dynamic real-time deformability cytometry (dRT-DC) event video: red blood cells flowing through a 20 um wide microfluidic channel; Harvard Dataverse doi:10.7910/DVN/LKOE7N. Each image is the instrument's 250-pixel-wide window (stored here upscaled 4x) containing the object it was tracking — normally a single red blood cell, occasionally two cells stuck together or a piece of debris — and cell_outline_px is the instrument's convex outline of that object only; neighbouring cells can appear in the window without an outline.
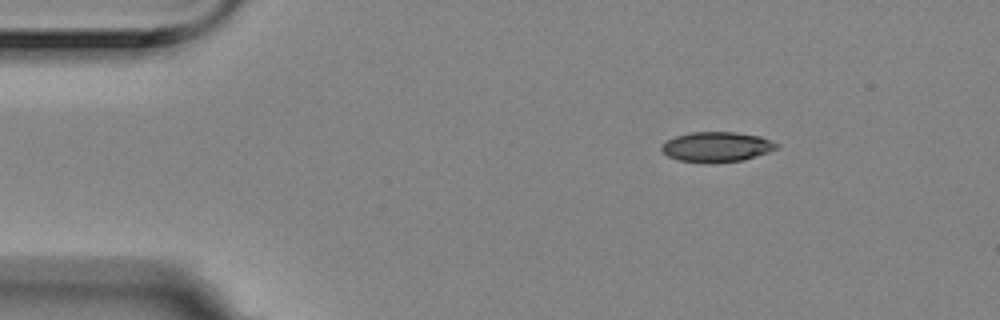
{"species": "Egyptian fruit bat (a non-hibernating species)", "species_latin": "Rousettus aegyptiacus", "temperature_condition": "room temperature", "stored_images_in_passage": 4, "camera_frame_rate_fps": 3000, "um_per_image_px": 0.085, "animal": {"sex": "female"}, "frame": {"image": 1, "passage_image": 1, "time_ms": 0.0, "image_size_px": [1000, 320], "cell_outline_px": [[780, 148], [744, 160], [712, 164], [680, 160], [668, 156], [660, 148], [668, 140], [676, 136], [692, 132], [736, 132], [760, 136], [780, 144]], "centroid_in_image_um": [60.97, 12.49], "position_along_channel_um": 24.0, "area_um2": 20.23}}
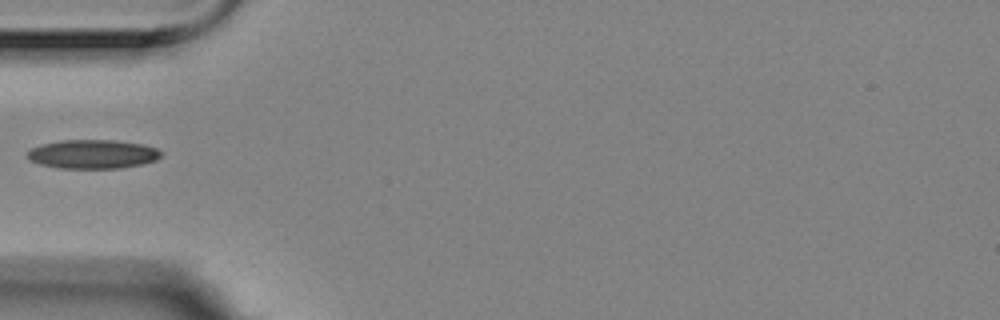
{"frame": {"image": 2, "passage_image": 4, "time_ms": 1.0, "image_size_px": [1000, 320], "cell_outline_px": [[164, 156], [156, 160], [144, 164], [120, 168], [60, 168], [40, 164], [28, 160], [28, 152], [32, 148], [44, 144], [60, 140], [116, 140], [140, 144], [156, 148], [164, 152]], "centroid_in_image_um": [7.94, 13.1], "position_along_channel_um": 77.1, "area_um2": 22.6}}